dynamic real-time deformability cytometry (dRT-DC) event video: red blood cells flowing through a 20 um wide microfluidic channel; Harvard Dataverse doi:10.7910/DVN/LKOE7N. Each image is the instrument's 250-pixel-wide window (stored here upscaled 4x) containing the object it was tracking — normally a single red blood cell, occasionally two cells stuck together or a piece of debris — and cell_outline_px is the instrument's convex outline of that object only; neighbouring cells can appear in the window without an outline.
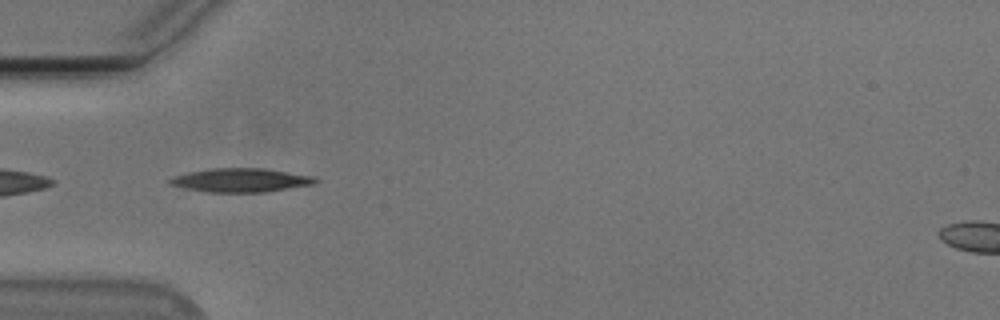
{"species": "Egyptian fruit bat (a non-hibernating species)", "species_latin": "Rousettus aegyptiacus", "temperature_condition": "cold", "stored_images_in_passage": 39, "camera_frame_rate_fps": 3000, "um_per_image_px": 0.085, "animal": {"sex": "male"}, "frame": {"image": 1, "passage_image": 1, "time_ms": 0.0, "image_size_px": [1000, 320], "cell_outline_px": [[320, 180], [312, 184], [264, 192], [208, 192], [184, 188], [168, 184], [168, 180], [176, 176], [192, 172], [212, 168], [264, 168], [312, 176]], "centroid_in_image_um": [20.46, 15.31], "position_along_channel_um": 64.5, "area_um2": 19.83}, "authors_computed_cell_mechanics": {"area_um2": 18.5538, "velocity_mm_per_s": 3.7697, "shape_relaxation_time_tau1_ms": 3.2313, "shape_relaxation_time_tau2_ms": 9.6211, "deformation_change_tau1": 0.1322, "deformation_change_tau2": 0.1745}}